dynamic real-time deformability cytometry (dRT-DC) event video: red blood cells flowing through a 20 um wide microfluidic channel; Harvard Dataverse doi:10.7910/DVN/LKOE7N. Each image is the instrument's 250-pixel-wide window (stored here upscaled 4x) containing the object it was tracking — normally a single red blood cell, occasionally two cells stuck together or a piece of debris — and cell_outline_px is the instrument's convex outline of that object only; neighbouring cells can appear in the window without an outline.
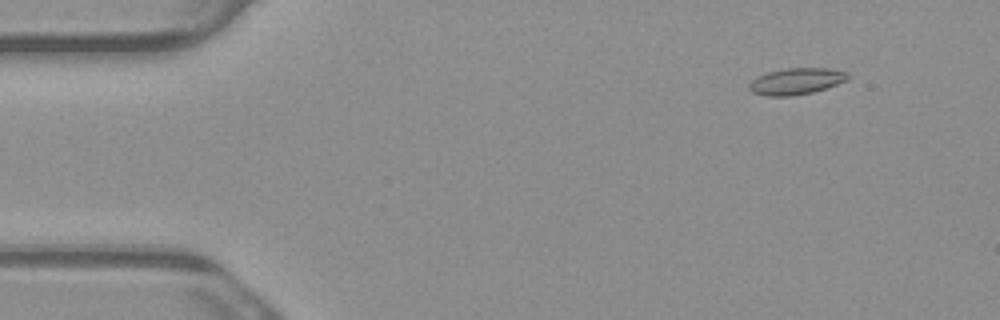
{"species": "common noctule bat (a hibernating species)", "species_latin": "Nyctalus noctula", "temperature_condition": "warm", "stored_images_in_passage": 6, "camera_frame_rate_fps": 3000, "um_per_image_px": 0.085, "animal": {"sex": "male", "body_mass_g": 23.1, "forearm_length_mm": 52.7}, "frame": {"image": 1, "passage_image": 2, "time_ms": 0.333, "image_size_px": [1000, 320], "cell_outline_px": [[852, 76], [848, 80], [812, 92], [792, 96], [768, 96], [752, 92], [748, 88], [748, 84], [756, 76], [768, 72], [784, 68], [828, 68], [848, 72]], "centroid_in_image_um": [67.68, 6.9], "position_along_channel_um": 17.3, "area_um2": 15.32}}
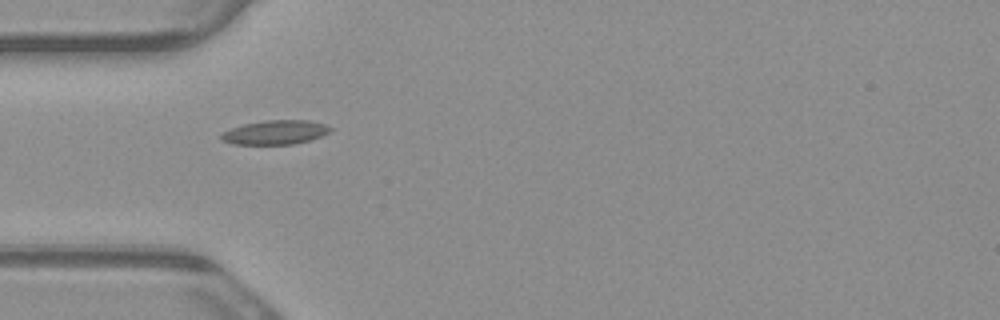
{"frame": {"image": 2, "passage_image": 5, "time_ms": 1.333, "image_size_px": [1000, 320], "cell_outline_px": [[332, 132], [312, 140], [292, 144], [232, 144], [224, 140], [220, 136], [220, 132], [244, 124], [264, 120], [308, 120], [324, 124], [332, 128]], "centroid_in_image_um": [23.43, 11.25], "position_along_channel_um": 61.6, "area_um2": 15.43}}
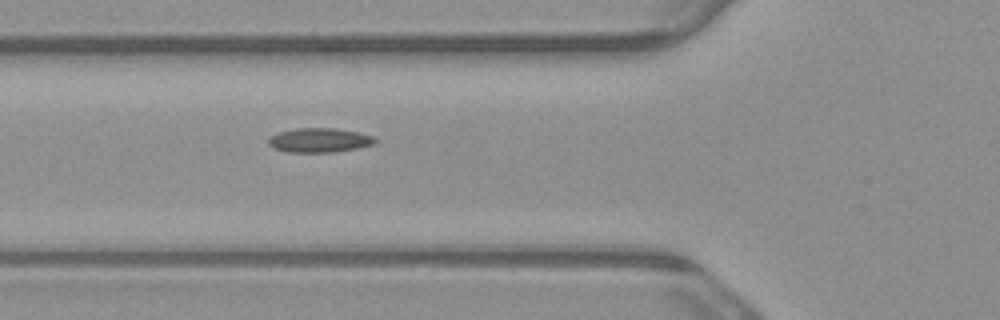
{"frame": {"image": 3, "passage_image": 6, "time_ms": 1.667, "image_size_px": [1000, 320], "cell_outline_px": [[380, 140], [372, 144], [356, 148], [336, 152], [288, 152], [276, 148], [268, 144], [268, 140], [276, 132], [296, 128], [336, 128], [360, 132], [372, 136]], "centroid_in_image_um": [27.17, 11.9], "position_along_channel_um": 98.6, "area_um2": 15.14}}